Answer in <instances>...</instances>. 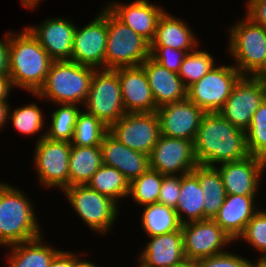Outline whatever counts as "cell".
Here are the masks:
<instances>
[{"instance_id":"1","label":"cell","mask_w":266,"mask_h":267,"mask_svg":"<svg viewBox=\"0 0 266 267\" xmlns=\"http://www.w3.org/2000/svg\"><path fill=\"white\" fill-rule=\"evenodd\" d=\"M194 150L198 164L206 166L250 156L246 132L236 128L219 112L204 114L194 141Z\"/></svg>"},{"instance_id":"2","label":"cell","mask_w":266,"mask_h":267,"mask_svg":"<svg viewBox=\"0 0 266 267\" xmlns=\"http://www.w3.org/2000/svg\"><path fill=\"white\" fill-rule=\"evenodd\" d=\"M53 61L28 28L18 36L10 35L9 77L12 86L37 93Z\"/></svg>"},{"instance_id":"3","label":"cell","mask_w":266,"mask_h":267,"mask_svg":"<svg viewBox=\"0 0 266 267\" xmlns=\"http://www.w3.org/2000/svg\"><path fill=\"white\" fill-rule=\"evenodd\" d=\"M17 189L0 183V244L5 246L42 236L33 205Z\"/></svg>"},{"instance_id":"4","label":"cell","mask_w":266,"mask_h":267,"mask_svg":"<svg viewBox=\"0 0 266 267\" xmlns=\"http://www.w3.org/2000/svg\"><path fill=\"white\" fill-rule=\"evenodd\" d=\"M95 70L70 60L53 61L43 86L34 95L48 98L56 105L83 104Z\"/></svg>"},{"instance_id":"5","label":"cell","mask_w":266,"mask_h":267,"mask_svg":"<svg viewBox=\"0 0 266 267\" xmlns=\"http://www.w3.org/2000/svg\"><path fill=\"white\" fill-rule=\"evenodd\" d=\"M229 51L242 76L261 77L266 72V28L249 17L230 29ZM246 73V74H245Z\"/></svg>"},{"instance_id":"6","label":"cell","mask_w":266,"mask_h":267,"mask_svg":"<svg viewBox=\"0 0 266 267\" xmlns=\"http://www.w3.org/2000/svg\"><path fill=\"white\" fill-rule=\"evenodd\" d=\"M150 57V43L107 8L105 69L137 67Z\"/></svg>"},{"instance_id":"7","label":"cell","mask_w":266,"mask_h":267,"mask_svg":"<svg viewBox=\"0 0 266 267\" xmlns=\"http://www.w3.org/2000/svg\"><path fill=\"white\" fill-rule=\"evenodd\" d=\"M84 105L86 112L107 128L126 114L119 77L113 69L94 71Z\"/></svg>"},{"instance_id":"8","label":"cell","mask_w":266,"mask_h":267,"mask_svg":"<svg viewBox=\"0 0 266 267\" xmlns=\"http://www.w3.org/2000/svg\"><path fill=\"white\" fill-rule=\"evenodd\" d=\"M241 77L234 65L214 66L187 88V98L205 113L219 112Z\"/></svg>"},{"instance_id":"9","label":"cell","mask_w":266,"mask_h":267,"mask_svg":"<svg viewBox=\"0 0 266 267\" xmlns=\"http://www.w3.org/2000/svg\"><path fill=\"white\" fill-rule=\"evenodd\" d=\"M68 201L82 220L94 231L108 232L118 215L117 203L88 185H74L64 189Z\"/></svg>"},{"instance_id":"10","label":"cell","mask_w":266,"mask_h":267,"mask_svg":"<svg viewBox=\"0 0 266 267\" xmlns=\"http://www.w3.org/2000/svg\"><path fill=\"white\" fill-rule=\"evenodd\" d=\"M266 98V84L262 77L242 76L219 113L232 125L246 130L253 114Z\"/></svg>"},{"instance_id":"11","label":"cell","mask_w":266,"mask_h":267,"mask_svg":"<svg viewBox=\"0 0 266 267\" xmlns=\"http://www.w3.org/2000/svg\"><path fill=\"white\" fill-rule=\"evenodd\" d=\"M108 132L130 149L149 156L161 135L156 112L126 113Z\"/></svg>"},{"instance_id":"12","label":"cell","mask_w":266,"mask_h":267,"mask_svg":"<svg viewBox=\"0 0 266 267\" xmlns=\"http://www.w3.org/2000/svg\"><path fill=\"white\" fill-rule=\"evenodd\" d=\"M35 147L34 160L38 180L48 187L64 190L69 187V156L71 143L50 140L40 136Z\"/></svg>"},{"instance_id":"13","label":"cell","mask_w":266,"mask_h":267,"mask_svg":"<svg viewBox=\"0 0 266 267\" xmlns=\"http://www.w3.org/2000/svg\"><path fill=\"white\" fill-rule=\"evenodd\" d=\"M85 27L75 28L70 61L94 69H105L107 7ZM103 67V68H102Z\"/></svg>"},{"instance_id":"14","label":"cell","mask_w":266,"mask_h":267,"mask_svg":"<svg viewBox=\"0 0 266 267\" xmlns=\"http://www.w3.org/2000/svg\"><path fill=\"white\" fill-rule=\"evenodd\" d=\"M181 231L185 259L191 261L224 253V245L233 241L212 219L182 224Z\"/></svg>"},{"instance_id":"15","label":"cell","mask_w":266,"mask_h":267,"mask_svg":"<svg viewBox=\"0 0 266 267\" xmlns=\"http://www.w3.org/2000/svg\"><path fill=\"white\" fill-rule=\"evenodd\" d=\"M150 168L163 175L192 172L198 165L194 142L160 135L150 156Z\"/></svg>"},{"instance_id":"16","label":"cell","mask_w":266,"mask_h":267,"mask_svg":"<svg viewBox=\"0 0 266 267\" xmlns=\"http://www.w3.org/2000/svg\"><path fill=\"white\" fill-rule=\"evenodd\" d=\"M160 133L166 137L195 141L205 112L187 97L158 107Z\"/></svg>"},{"instance_id":"17","label":"cell","mask_w":266,"mask_h":267,"mask_svg":"<svg viewBox=\"0 0 266 267\" xmlns=\"http://www.w3.org/2000/svg\"><path fill=\"white\" fill-rule=\"evenodd\" d=\"M266 168V160L250 155L245 159L224 162L218 166L227 195L256 196L258 181Z\"/></svg>"},{"instance_id":"18","label":"cell","mask_w":266,"mask_h":267,"mask_svg":"<svg viewBox=\"0 0 266 267\" xmlns=\"http://www.w3.org/2000/svg\"><path fill=\"white\" fill-rule=\"evenodd\" d=\"M113 70L119 77L126 113L156 112L158 107L152 96L146 73L141 66L119 67Z\"/></svg>"},{"instance_id":"19","label":"cell","mask_w":266,"mask_h":267,"mask_svg":"<svg viewBox=\"0 0 266 267\" xmlns=\"http://www.w3.org/2000/svg\"><path fill=\"white\" fill-rule=\"evenodd\" d=\"M100 148L103 164L116 168L129 183L150 168L149 155L130 149L109 132L104 135Z\"/></svg>"},{"instance_id":"20","label":"cell","mask_w":266,"mask_h":267,"mask_svg":"<svg viewBox=\"0 0 266 267\" xmlns=\"http://www.w3.org/2000/svg\"><path fill=\"white\" fill-rule=\"evenodd\" d=\"M107 8L124 24L151 43L158 21L165 12L148 0H136L131 4L110 3Z\"/></svg>"},{"instance_id":"21","label":"cell","mask_w":266,"mask_h":267,"mask_svg":"<svg viewBox=\"0 0 266 267\" xmlns=\"http://www.w3.org/2000/svg\"><path fill=\"white\" fill-rule=\"evenodd\" d=\"M54 61L70 60L76 26L66 19H48L38 27H27Z\"/></svg>"},{"instance_id":"22","label":"cell","mask_w":266,"mask_h":267,"mask_svg":"<svg viewBox=\"0 0 266 267\" xmlns=\"http://www.w3.org/2000/svg\"><path fill=\"white\" fill-rule=\"evenodd\" d=\"M150 238V242L141 252L138 267H175L186 260L181 228Z\"/></svg>"},{"instance_id":"23","label":"cell","mask_w":266,"mask_h":267,"mask_svg":"<svg viewBox=\"0 0 266 267\" xmlns=\"http://www.w3.org/2000/svg\"><path fill=\"white\" fill-rule=\"evenodd\" d=\"M147 76L157 107L177 102L187 97V88L179 75L161 66L151 57L140 65Z\"/></svg>"},{"instance_id":"24","label":"cell","mask_w":266,"mask_h":267,"mask_svg":"<svg viewBox=\"0 0 266 267\" xmlns=\"http://www.w3.org/2000/svg\"><path fill=\"white\" fill-rule=\"evenodd\" d=\"M255 196L226 195L214 221L232 238L239 239L252 217L260 210L255 207Z\"/></svg>"},{"instance_id":"25","label":"cell","mask_w":266,"mask_h":267,"mask_svg":"<svg viewBox=\"0 0 266 267\" xmlns=\"http://www.w3.org/2000/svg\"><path fill=\"white\" fill-rule=\"evenodd\" d=\"M193 35L184 21L164 12L158 21L156 34L150 46H167L177 50L192 51L198 43Z\"/></svg>"},{"instance_id":"26","label":"cell","mask_w":266,"mask_h":267,"mask_svg":"<svg viewBox=\"0 0 266 267\" xmlns=\"http://www.w3.org/2000/svg\"><path fill=\"white\" fill-rule=\"evenodd\" d=\"M204 196V220L214 219L226 198L225 187L216 166L198 164L192 171Z\"/></svg>"},{"instance_id":"27","label":"cell","mask_w":266,"mask_h":267,"mask_svg":"<svg viewBox=\"0 0 266 267\" xmlns=\"http://www.w3.org/2000/svg\"><path fill=\"white\" fill-rule=\"evenodd\" d=\"M69 187L87 185L103 165L100 146L82 147L71 144L69 156Z\"/></svg>"},{"instance_id":"28","label":"cell","mask_w":266,"mask_h":267,"mask_svg":"<svg viewBox=\"0 0 266 267\" xmlns=\"http://www.w3.org/2000/svg\"><path fill=\"white\" fill-rule=\"evenodd\" d=\"M204 196L193 172L181 175V189L175 211L181 224L204 220ZM185 213L187 220L183 218Z\"/></svg>"},{"instance_id":"29","label":"cell","mask_w":266,"mask_h":267,"mask_svg":"<svg viewBox=\"0 0 266 267\" xmlns=\"http://www.w3.org/2000/svg\"><path fill=\"white\" fill-rule=\"evenodd\" d=\"M43 237L11 245L8 267H49L57 249L43 245ZM42 240V241H41Z\"/></svg>"},{"instance_id":"30","label":"cell","mask_w":266,"mask_h":267,"mask_svg":"<svg viewBox=\"0 0 266 267\" xmlns=\"http://www.w3.org/2000/svg\"><path fill=\"white\" fill-rule=\"evenodd\" d=\"M141 218L143 229L150 237L179 230L182 225L174 208L158 202L146 205Z\"/></svg>"},{"instance_id":"31","label":"cell","mask_w":266,"mask_h":267,"mask_svg":"<svg viewBox=\"0 0 266 267\" xmlns=\"http://www.w3.org/2000/svg\"><path fill=\"white\" fill-rule=\"evenodd\" d=\"M129 182L114 167L102 165L92 176L87 185L100 194L108 196L118 203V198L129 196Z\"/></svg>"},{"instance_id":"32","label":"cell","mask_w":266,"mask_h":267,"mask_svg":"<svg viewBox=\"0 0 266 267\" xmlns=\"http://www.w3.org/2000/svg\"><path fill=\"white\" fill-rule=\"evenodd\" d=\"M108 128L94 115L82 112L77 116L71 144L75 146H100Z\"/></svg>"},{"instance_id":"33","label":"cell","mask_w":266,"mask_h":267,"mask_svg":"<svg viewBox=\"0 0 266 267\" xmlns=\"http://www.w3.org/2000/svg\"><path fill=\"white\" fill-rule=\"evenodd\" d=\"M163 177V174L149 168L130 182L128 195H132L136 202L144 206L157 203Z\"/></svg>"},{"instance_id":"34","label":"cell","mask_w":266,"mask_h":267,"mask_svg":"<svg viewBox=\"0 0 266 267\" xmlns=\"http://www.w3.org/2000/svg\"><path fill=\"white\" fill-rule=\"evenodd\" d=\"M60 106L62 107L53 112L51 127L45 134L50 140L71 142L80 109L76 104Z\"/></svg>"},{"instance_id":"35","label":"cell","mask_w":266,"mask_h":267,"mask_svg":"<svg viewBox=\"0 0 266 267\" xmlns=\"http://www.w3.org/2000/svg\"><path fill=\"white\" fill-rule=\"evenodd\" d=\"M214 66L215 64L211 54L207 53V51H195L194 49V51L192 50V52L187 53L185 56L178 75L184 86L188 88L206 75Z\"/></svg>"},{"instance_id":"36","label":"cell","mask_w":266,"mask_h":267,"mask_svg":"<svg viewBox=\"0 0 266 267\" xmlns=\"http://www.w3.org/2000/svg\"><path fill=\"white\" fill-rule=\"evenodd\" d=\"M246 139L249 154L266 160V98L253 114L251 124L246 130Z\"/></svg>"},{"instance_id":"37","label":"cell","mask_w":266,"mask_h":267,"mask_svg":"<svg viewBox=\"0 0 266 267\" xmlns=\"http://www.w3.org/2000/svg\"><path fill=\"white\" fill-rule=\"evenodd\" d=\"M10 113L9 110V117L11 118L14 128L26 135L35 134L44 127L42 111L34 103L27 106L24 105Z\"/></svg>"},{"instance_id":"38","label":"cell","mask_w":266,"mask_h":267,"mask_svg":"<svg viewBox=\"0 0 266 267\" xmlns=\"http://www.w3.org/2000/svg\"><path fill=\"white\" fill-rule=\"evenodd\" d=\"M246 240L256 250L264 253L260 260L266 257V211L259 210L246 225L244 232L239 236Z\"/></svg>"},{"instance_id":"39","label":"cell","mask_w":266,"mask_h":267,"mask_svg":"<svg viewBox=\"0 0 266 267\" xmlns=\"http://www.w3.org/2000/svg\"><path fill=\"white\" fill-rule=\"evenodd\" d=\"M188 52L167 46H150V57L161 66L177 74Z\"/></svg>"},{"instance_id":"40","label":"cell","mask_w":266,"mask_h":267,"mask_svg":"<svg viewBox=\"0 0 266 267\" xmlns=\"http://www.w3.org/2000/svg\"><path fill=\"white\" fill-rule=\"evenodd\" d=\"M181 189V175H164L158 203L176 208Z\"/></svg>"},{"instance_id":"41","label":"cell","mask_w":266,"mask_h":267,"mask_svg":"<svg viewBox=\"0 0 266 267\" xmlns=\"http://www.w3.org/2000/svg\"><path fill=\"white\" fill-rule=\"evenodd\" d=\"M195 262L197 267H247L250 260L230 252H224L211 257L197 259Z\"/></svg>"},{"instance_id":"42","label":"cell","mask_w":266,"mask_h":267,"mask_svg":"<svg viewBox=\"0 0 266 267\" xmlns=\"http://www.w3.org/2000/svg\"><path fill=\"white\" fill-rule=\"evenodd\" d=\"M247 17L266 28V0H248Z\"/></svg>"},{"instance_id":"43","label":"cell","mask_w":266,"mask_h":267,"mask_svg":"<svg viewBox=\"0 0 266 267\" xmlns=\"http://www.w3.org/2000/svg\"><path fill=\"white\" fill-rule=\"evenodd\" d=\"M10 35L11 33L7 32L4 42L0 39V75L9 76Z\"/></svg>"},{"instance_id":"44","label":"cell","mask_w":266,"mask_h":267,"mask_svg":"<svg viewBox=\"0 0 266 267\" xmlns=\"http://www.w3.org/2000/svg\"><path fill=\"white\" fill-rule=\"evenodd\" d=\"M49 267H73V253L59 251L52 259Z\"/></svg>"},{"instance_id":"45","label":"cell","mask_w":266,"mask_h":267,"mask_svg":"<svg viewBox=\"0 0 266 267\" xmlns=\"http://www.w3.org/2000/svg\"><path fill=\"white\" fill-rule=\"evenodd\" d=\"M13 88L10 77L8 75H0V100H6L9 91Z\"/></svg>"},{"instance_id":"46","label":"cell","mask_w":266,"mask_h":267,"mask_svg":"<svg viewBox=\"0 0 266 267\" xmlns=\"http://www.w3.org/2000/svg\"><path fill=\"white\" fill-rule=\"evenodd\" d=\"M6 100H0V129L5 124L7 119H10L9 116V104Z\"/></svg>"},{"instance_id":"47","label":"cell","mask_w":266,"mask_h":267,"mask_svg":"<svg viewBox=\"0 0 266 267\" xmlns=\"http://www.w3.org/2000/svg\"><path fill=\"white\" fill-rule=\"evenodd\" d=\"M78 257L73 253V267H98L89 261H81Z\"/></svg>"},{"instance_id":"48","label":"cell","mask_w":266,"mask_h":267,"mask_svg":"<svg viewBox=\"0 0 266 267\" xmlns=\"http://www.w3.org/2000/svg\"><path fill=\"white\" fill-rule=\"evenodd\" d=\"M40 0H21L23 6L27 8H34L38 5Z\"/></svg>"},{"instance_id":"49","label":"cell","mask_w":266,"mask_h":267,"mask_svg":"<svg viewBox=\"0 0 266 267\" xmlns=\"http://www.w3.org/2000/svg\"><path fill=\"white\" fill-rule=\"evenodd\" d=\"M175 267H197V264L195 261L185 260L182 264Z\"/></svg>"},{"instance_id":"50","label":"cell","mask_w":266,"mask_h":267,"mask_svg":"<svg viewBox=\"0 0 266 267\" xmlns=\"http://www.w3.org/2000/svg\"><path fill=\"white\" fill-rule=\"evenodd\" d=\"M247 267H266V262L264 260L259 259L256 264L250 262Z\"/></svg>"},{"instance_id":"51","label":"cell","mask_w":266,"mask_h":267,"mask_svg":"<svg viewBox=\"0 0 266 267\" xmlns=\"http://www.w3.org/2000/svg\"><path fill=\"white\" fill-rule=\"evenodd\" d=\"M261 77L264 79V82L266 84V72Z\"/></svg>"}]
</instances>
